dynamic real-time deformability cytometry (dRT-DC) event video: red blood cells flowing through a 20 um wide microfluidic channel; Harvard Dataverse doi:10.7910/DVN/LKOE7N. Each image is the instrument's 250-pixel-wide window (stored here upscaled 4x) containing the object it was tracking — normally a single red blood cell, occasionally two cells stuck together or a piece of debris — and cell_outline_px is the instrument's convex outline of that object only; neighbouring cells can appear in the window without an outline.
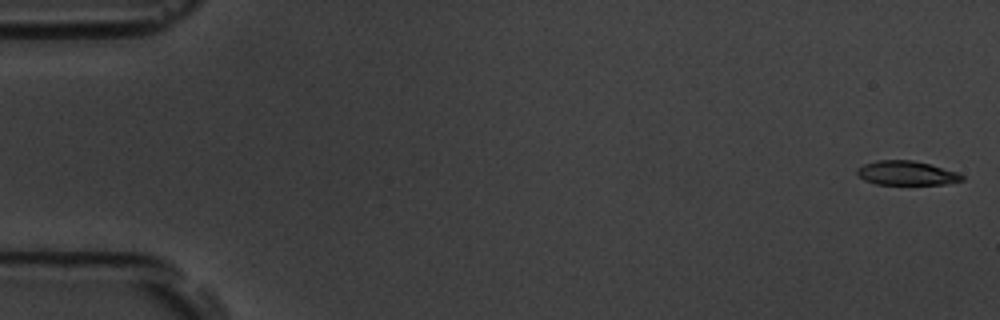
{"species": "common noctule bat (a hibernating species)", "species_latin": "Nyctalus noctula", "temperature_condition": "room temperature", "stored_images_in_passage": 54, "camera_frame_rate_fps": 3000, "um_per_image_px": 0.085, "animal": {"sex": "male", "body_mass_g": 19.5, "forearm_length_mm": 54.6}, "frame": {"image": 1, "passage_image": 1, "time_ms": 0.0, "image_size_px": [1000, 320], "cell_outline_px": [[964, 180], [944, 184], [876, 184], [864, 180], [856, 172], [856, 168], [864, 164], [876, 160], [912, 160], [928, 164], [956, 172], [964, 176]], "centroid_in_image_um": [77.02, 14.71], "position_along_channel_um": 8.0, "area_um2": 14.62}}
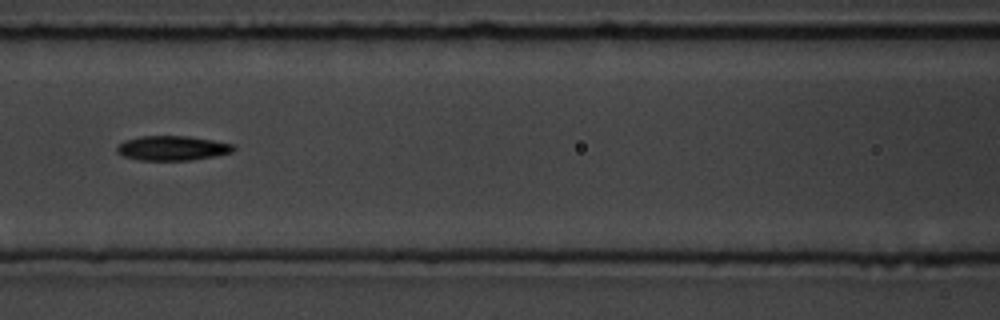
{"frame": {"image": 2, "passage_image": 24, "time_ms": 7.667, "image_size_px": [1000, 320], "cell_outline_px": [[236, 148], [232, 152], [216, 156], [192, 160], [140, 160], [124, 156], [116, 152], [116, 148], [124, 140], [140, 136], [188, 136], [236, 144]], "centroid_in_image_um": [14.68, 12.59], "position_along_channel_um": 151.9, "area_um2": 16.82}}
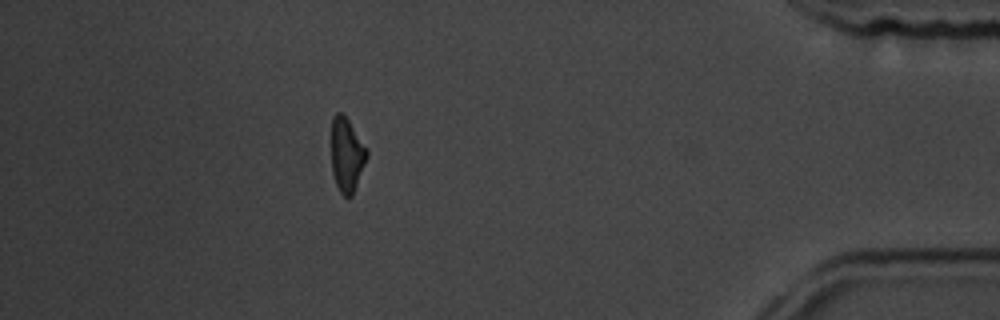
{"frame": {"image": 3, "passage_image": 48, "time_ms": 15.667, "image_size_px": [1000, 320], "cell_outline_px": [[368, 156], [352, 196], [344, 196], [340, 192], [336, 184], [332, 172], [332, 116], [336, 112], [340, 112], [348, 120], [368, 148]], "centroid_in_image_um": [29.48, 13.15], "position_along_channel_um": 405.7, "area_um2": 15.26}, "authors_computed_cell_mechanics": {"area_um2": 16.0684, "velocity_mm_per_s": 3.786, "shape_relaxation_time_tau1_ms": 5.021, "shape_relaxation_time_tau2_ms": null, "deformation_change_tau1": 0.1492, "deformation_change_tau2": null}}